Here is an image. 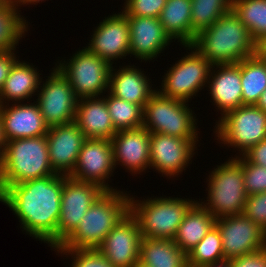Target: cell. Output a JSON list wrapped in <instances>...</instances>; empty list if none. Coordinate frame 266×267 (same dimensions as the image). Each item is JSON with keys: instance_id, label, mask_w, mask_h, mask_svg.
Listing matches in <instances>:
<instances>
[{"instance_id": "15", "label": "cell", "mask_w": 266, "mask_h": 267, "mask_svg": "<svg viewBox=\"0 0 266 267\" xmlns=\"http://www.w3.org/2000/svg\"><path fill=\"white\" fill-rule=\"evenodd\" d=\"M225 260L259 251L266 247V232L244 214L215 220Z\"/></svg>"}, {"instance_id": "19", "label": "cell", "mask_w": 266, "mask_h": 267, "mask_svg": "<svg viewBox=\"0 0 266 267\" xmlns=\"http://www.w3.org/2000/svg\"><path fill=\"white\" fill-rule=\"evenodd\" d=\"M127 20L130 31L129 55L140 62L150 63L157 59L174 41L165 32L159 18L127 16Z\"/></svg>"}, {"instance_id": "32", "label": "cell", "mask_w": 266, "mask_h": 267, "mask_svg": "<svg viewBox=\"0 0 266 267\" xmlns=\"http://www.w3.org/2000/svg\"><path fill=\"white\" fill-rule=\"evenodd\" d=\"M232 11L255 42L266 35V0H233Z\"/></svg>"}, {"instance_id": "36", "label": "cell", "mask_w": 266, "mask_h": 267, "mask_svg": "<svg viewBox=\"0 0 266 267\" xmlns=\"http://www.w3.org/2000/svg\"><path fill=\"white\" fill-rule=\"evenodd\" d=\"M241 164L244 175V188L247 195L266 191V168L250 163L243 155L234 156Z\"/></svg>"}, {"instance_id": "43", "label": "cell", "mask_w": 266, "mask_h": 267, "mask_svg": "<svg viewBox=\"0 0 266 267\" xmlns=\"http://www.w3.org/2000/svg\"><path fill=\"white\" fill-rule=\"evenodd\" d=\"M45 2L44 0H11L12 4L15 6V8L19 11V13L22 15L21 13V10H19L21 8V6L24 7L27 6V5H37L38 3H41V2ZM48 1V0H47ZM20 7V8H19Z\"/></svg>"}, {"instance_id": "25", "label": "cell", "mask_w": 266, "mask_h": 267, "mask_svg": "<svg viewBox=\"0 0 266 267\" xmlns=\"http://www.w3.org/2000/svg\"><path fill=\"white\" fill-rule=\"evenodd\" d=\"M37 69L33 63L18 59L11 67L0 91V105L34 101L32 96L37 95L42 79L40 70Z\"/></svg>"}, {"instance_id": "7", "label": "cell", "mask_w": 266, "mask_h": 267, "mask_svg": "<svg viewBox=\"0 0 266 267\" xmlns=\"http://www.w3.org/2000/svg\"><path fill=\"white\" fill-rule=\"evenodd\" d=\"M193 111L188 102L165 97L156 91L143 108V127L150 133L192 139L198 145L199 121Z\"/></svg>"}, {"instance_id": "49", "label": "cell", "mask_w": 266, "mask_h": 267, "mask_svg": "<svg viewBox=\"0 0 266 267\" xmlns=\"http://www.w3.org/2000/svg\"><path fill=\"white\" fill-rule=\"evenodd\" d=\"M259 59L263 60L266 63V58H259Z\"/></svg>"}, {"instance_id": "4", "label": "cell", "mask_w": 266, "mask_h": 267, "mask_svg": "<svg viewBox=\"0 0 266 267\" xmlns=\"http://www.w3.org/2000/svg\"><path fill=\"white\" fill-rule=\"evenodd\" d=\"M54 174L46 135L6 141L0 158V193L9 185Z\"/></svg>"}, {"instance_id": "1", "label": "cell", "mask_w": 266, "mask_h": 267, "mask_svg": "<svg viewBox=\"0 0 266 267\" xmlns=\"http://www.w3.org/2000/svg\"><path fill=\"white\" fill-rule=\"evenodd\" d=\"M62 188L63 175H49L9 185L0 193V203L17 216L22 232L54 250L57 248Z\"/></svg>"}, {"instance_id": "33", "label": "cell", "mask_w": 266, "mask_h": 267, "mask_svg": "<svg viewBox=\"0 0 266 267\" xmlns=\"http://www.w3.org/2000/svg\"><path fill=\"white\" fill-rule=\"evenodd\" d=\"M112 123L117 131L143 127V108L111 95L104 96Z\"/></svg>"}, {"instance_id": "39", "label": "cell", "mask_w": 266, "mask_h": 267, "mask_svg": "<svg viewBox=\"0 0 266 267\" xmlns=\"http://www.w3.org/2000/svg\"><path fill=\"white\" fill-rule=\"evenodd\" d=\"M231 267H266V247L263 249L230 259Z\"/></svg>"}, {"instance_id": "30", "label": "cell", "mask_w": 266, "mask_h": 267, "mask_svg": "<svg viewBox=\"0 0 266 267\" xmlns=\"http://www.w3.org/2000/svg\"><path fill=\"white\" fill-rule=\"evenodd\" d=\"M29 25L11 1L0 6V52L18 48L19 41L30 30Z\"/></svg>"}, {"instance_id": "11", "label": "cell", "mask_w": 266, "mask_h": 267, "mask_svg": "<svg viewBox=\"0 0 266 267\" xmlns=\"http://www.w3.org/2000/svg\"><path fill=\"white\" fill-rule=\"evenodd\" d=\"M52 69L45 81L41 79L37 99L34 100L48 127L74 122L78 102L67 78L56 66Z\"/></svg>"}, {"instance_id": "46", "label": "cell", "mask_w": 266, "mask_h": 267, "mask_svg": "<svg viewBox=\"0 0 266 267\" xmlns=\"http://www.w3.org/2000/svg\"><path fill=\"white\" fill-rule=\"evenodd\" d=\"M201 267H231L230 260H225L219 263L207 264Z\"/></svg>"}, {"instance_id": "16", "label": "cell", "mask_w": 266, "mask_h": 267, "mask_svg": "<svg viewBox=\"0 0 266 267\" xmlns=\"http://www.w3.org/2000/svg\"><path fill=\"white\" fill-rule=\"evenodd\" d=\"M85 47L111 66L119 59H126L130 52L127 15L120 11L117 14L105 16V19L103 18V21L94 28L89 43Z\"/></svg>"}, {"instance_id": "38", "label": "cell", "mask_w": 266, "mask_h": 267, "mask_svg": "<svg viewBox=\"0 0 266 267\" xmlns=\"http://www.w3.org/2000/svg\"><path fill=\"white\" fill-rule=\"evenodd\" d=\"M243 214L266 232V191L248 195Z\"/></svg>"}, {"instance_id": "14", "label": "cell", "mask_w": 266, "mask_h": 267, "mask_svg": "<svg viewBox=\"0 0 266 267\" xmlns=\"http://www.w3.org/2000/svg\"><path fill=\"white\" fill-rule=\"evenodd\" d=\"M115 170L112 141L105 138H86L70 177L96 183L106 191H117L116 187L108 184Z\"/></svg>"}, {"instance_id": "22", "label": "cell", "mask_w": 266, "mask_h": 267, "mask_svg": "<svg viewBox=\"0 0 266 267\" xmlns=\"http://www.w3.org/2000/svg\"><path fill=\"white\" fill-rule=\"evenodd\" d=\"M210 102L220 111L222 118L226 113L243 105L240 62L236 64H216L210 71L207 83Z\"/></svg>"}, {"instance_id": "28", "label": "cell", "mask_w": 266, "mask_h": 267, "mask_svg": "<svg viewBox=\"0 0 266 267\" xmlns=\"http://www.w3.org/2000/svg\"><path fill=\"white\" fill-rule=\"evenodd\" d=\"M191 0H167L159 21L165 32L180 45H191Z\"/></svg>"}, {"instance_id": "5", "label": "cell", "mask_w": 266, "mask_h": 267, "mask_svg": "<svg viewBox=\"0 0 266 267\" xmlns=\"http://www.w3.org/2000/svg\"><path fill=\"white\" fill-rule=\"evenodd\" d=\"M145 198L136 199L130 194V213L138 222L142 238L170 240L174 239L186 213L198 201L165 195Z\"/></svg>"}, {"instance_id": "12", "label": "cell", "mask_w": 266, "mask_h": 267, "mask_svg": "<svg viewBox=\"0 0 266 267\" xmlns=\"http://www.w3.org/2000/svg\"><path fill=\"white\" fill-rule=\"evenodd\" d=\"M105 191L96 183L63 175L57 247L75 231L85 213Z\"/></svg>"}, {"instance_id": "27", "label": "cell", "mask_w": 266, "mask_h": 267, "mask_svg": "<svg viewBox=\"0 0 266 267\" xmlns=\"http://www.w3.org/2000/svg\"><path fill=\"white\" fill-rule=\"evenodd\" d=\"M139 262L148 267H188L187 254L170 239L142 238Z\"/></svg>"}, {"instance_id": "6", "label": "cell", "mask_w": 266, "mask_h": 267, "mask_svg": "<svg viewBox=\"0 0 266 267\" xmlns=\"http://www.w3.org/2000/svg\"><path fill=\"white\" fill-rule=\"evenodd\" d=\"M207 175L206 200L199 203L215 219L243 214L248 197L244 188V175L241 164L233 157L216 165Z\"/></svg>"}, {"instance_id": "9", "label": "cell", "mask_w": 266, "mask_h": 267, "mask_svg": "<svg viewBox=\"0 0 266 267\" xmlns=\"http://www.w3.org/2000/svg\"><path fill=\"white\" fill-rule=\"evenodd\" d=\"M181 47L190 52L186 51L187 54L165 70L160 89L157 88V91L165 97L190 102L203 88L207 89L213 65L193 46Z\"/></svg>"}, {"instance_id": "35", "label": "cell", "mask_w": 266, "mask_h": 267, "mask_svg": "<svg viewBox=\"0 0 266 267\" xmlns=\"http://www.w3.org/2000/svg\"><path fill=\"white\" fill-rule=\"evenodd\" d=\"M53 251L70 259V267H114L97 249L55 248Z\"/></svg>"}, {"instance_id": "10", "label": "cell", "mask_w": 266, "mask_h": 267, "mask_svg": "<svg viewBox=\"0 0 266 267\" xmlns=\"http://www.w3.org/2000/svg\"><path fill=\"white\" fill-rule=\"evenodd\" d=\"M56 62L55 66L70 82L78 99L102 97L108 92L112 66L86 47L77 50L67 61Z\"/></svg>"}, {"instance_id": "48", "label": "cell", "mask_w": 266, "mask_h": 267, "mask_svg": "<svg viewBox=\"0 0 266 267\" xmlns=\"http://www.w3.org/2000/svg\"><path fill=\"white\" fill-rule=\"evenodd\" d=\"M11 0H0V6L8 4Z\"/></svg>"}, {"instance_id": "18", "label": "cell", "mask_w": 266, "mask_h": 267, "mask_svg": "<svg viewBox=\"0 0 266 267\" xmlns=\"http://www.w3.org/2000/svg\"><path fill=\"white\" fill-rule=\"evenodd\" d=\"M111 141L115 168L123 166L132 176L150 169V132L147 129L120 130Z\"/></svg>"}, {"instance_id": "42", "label": "cell", "mask_w": 266, "mask_h": 267, "mask_svg": "<svg viewBox=\"0 0 266 267\" xmlns=\"http://www.w3.org/2000/svg\"><path fill=\"white\" fill-rule=\"evenodd\" d=\"M255 55L258 58H266V35L255 42Z\"/></svg>"}, {"instance_id": "8", "label": "cell", "mask_w": 266, "mask_h": 267, "mask_svg": "<svg viewBox=\"0 0 266 267\" xmlns=\"http://www.w3.org/2000/svg\"><path fill=\"white\" fill-rule=\"evenodd\" d=\"M215 142L233 148L241 156L266 139V113L256 105H242L216 120ZM236 150H235V149Z\"/></svg>"}, {"instance_id": "44", "label": "cell", "mask_w": 266, "mask_h": 267, "mask_svg": "<svg viewBox=\"0 0 266 267\" xmlns=\"http://www.w3.org/2000/svg\"><path fill=\"white\" fill-rule=\"evenodd\" d=\"M256 106L266 113V90L260 95Z\"/></svg>"}, {"instance_id": "26", "label": "cell", "mask_w": 266, "mask_h": 267, "mask_svg": "<svg viewBox=\"0 0 266 267\" xmlns=\"http://www.w3.org/2000/svg\"><path fill=\"white\" fill-rule=\"evenodd\" d=\"M215 220V217L197 201L179 225L174 242L187 254L215 225Z\"/></svg>"}, {"instance_id": "47", "label": "cell", "mask_w": 266, "mask_h": 267, "mask_svg": "<svg viewBox=\"0 0 266 267\" xmlns=\"http://www.w3.org/2000/svg\"><path fill=\"white\" fill-rule=\"evenodd\" d=\"M132 267H148L146 265H143L141 262H137L136 264H134Z\"/></svg>"}, {"instance_id": "2", "label": "cell", "mask_w": 266, "mask_h": 267, "mask_svg": "<svg viewBox=\"0 0 266 267\" xmlns=\"http://www.w3.org/2000/svg\"><path fill=\"white\" fill-rule=\"evenodd\" d=\"M212 65L236 64L255 55V41L231 10L199 32L191 44Z\"/></svg>"}, {"instance_id": "29", "label": "cell", "mask_w": 266, "mask_h": 267, "mask_svg": "<svg viewBox=\"0 0 266 267\" xmlns=\"http://www.w3.org/2000/svg\"><path fill=\"white\" fill-rule=\"evenodd\" d=\"M243 105H256L266 90V63L256 55L240 61Z\"/></svg>"}, {"instance_id": "40", "label": "cell", "mask_w": 266, "mask_h": 267, "mask_svg": "<svg viewBox=\"0 0 266 267\" xmlns=\"http://www.w3.org/2000/svg\"><path fill=\"white\" fill-rule=\"evenodd\" d=\"M17 49L0 52V91L13 64L19 59ZM16 52V53H15Z\"/></svg>"}, {"instance_id": "34", "label": "cell", "mask_w": 266, "mask_h": 267, "mask_svg": "<svg viewBox=\"0 0 266 267\" xmlns=\"http://www.w3.org/2000/svg\"><path fill=\"white\" fill-rule=\"evenodd\" d=\"M225 261L222 239L214 225L203 239L187 253L188 267H201Z\"/></svg>"}, {"instance_id": "20", "label": "cell", "mask_w": 266, "mask_h": 267, "mask_svg": "<svg viewBox=\"0 0 266 267\" xmlns=\"http://www.w3.org/2000/svg\"><path fill=\"white\" fill-rule=\"evenodd\" d=\"M49 161L53 171L70 176L75 168L85 135L74 123L48 127L46 134Z\"/></svg>"}, {"instance_id": "23", "label": "cell", "mask_w": 266, "mask_h": 267, "mask_svg": "<svg viewBox=\"0 0 266 267\" xmlns=\"http://www.w3.org/2000/svg\"><path fill=\"white\" fill-rule=\"evenodd\" d=\"M131 65V66H130ZM136 65L111 67L108 92L120 99L144 108L150 97L157 91L144 69ZM145 72V73H144ZM151 80V81H150Z\"/></svg>"}, {"instance_id": "13", "label": "cell", "mask_w": 266, "mask_h": 267, "mask_svg": "<svg viewBox=\"0 0 266 267\" xmlns=\"http://www.w3.org/2000/svg\"><path fill=\"white\" fill-rule=\"evenodd\" d=\"M197 147L192 139L150 133V170L166 179L179 177L192 164Z\"/></svg>"}, {"instance_id": "41", "label": "cell", "mask_w": 266, "mask_h": 267, "mask_svg": "<svg viewBox=\"0 0 266 267\" xmlns=\"http://www.w3.org/2000/svg\"><path fill=\"white\" fill-rule=\"evenodd\" d=\"M243 156L250 163L266 168V139L252 146Z\"/></svg>"}, {"instance_id": "17", "label": "cell", "mask_w": 266, "mask_h": 267, "mask_svg": "<svg viewBox=\"0 0 266 267\" xmlns=\"http://www.w3.org/2000/svg\"><path fill=\"white\" fill-rule=\"evenodd\" d=\"M141 241L138 222L129 212L106 235L97 250L114 267H132L139 261Z\"/></svg>"}, {"instance_id": "3", "label": "cell", "mask_w": 266, "mask_h": 267, "mask_svg": "<svg viewBox=\"0 0 266 267\" xmlns=\"http://www.w3.org/2000/svg\"><path fill=\"white\" fill-rule=\"evenodd\" d=\"M126 192L105 191L85 213L75 231L57 248L97 249L130 212V194Z\"/></svg>"}, {"instance_id": "45", "label": "cell", "mask_w": 266, "mask_h": 267, "mask_svg": "<svg viewBox=\"0 0 266 267\" xmlns=\"http://www.w3.org/2000/svg\"><path fill=\"white\" fill-rule=\"evenodd\" d=\"M5 143L6 142H5V138H4V134H3L2 122L0 119V158H1L2 153H3Z\"/></svg>"}, {"instance_id": "37", "label": "cell", "mask_w": 266, "mask_h": 267, "mask_svg": "<svg viewBox=\"0 0 266 267\" xmlns=\"http://www.w3.org/2000/svg\"><path fill=\"white\" fill-rule=\"evenodd\" d=\"M167 0H125L122 11L127 16L159 18Z\"/></svg>"}, {"instance_id": "21", "label": "cell", "mask_w": 266, "mask_h": 267, "mask_svg": "<svg viewBox=\"0 0 266 267\" xmlns=\"http://www.w3.org/2000/svg\"><path fill=\"white\" fill-rule=\"evenodd\" d=\"M0 119L5 142L45 136L48 132V126L35 101L0 105Z\"/></svg>"}, {"instance_id": "24", "label": "cell", "mask_w": 266, "mask_h": 267, "mask_svg": "<svg viewBox=\"0 0 266 267\" xmlns=\"http://www.w3.org/2000/svg\"><path fill=\"white\" fill-rule=\"evenodd\" d=\"M74 123L86 138L111 140L118 132L112 123L103 97L78 99Z\"/></svg>"}, {"instance_id": "31", "label": "cell", "mask_w": 266, "mask_h": 267, "mask_svg": "<svg viewBox=\"0 0 266 267\" xmlns=\"http://www.w3.org/2000/svg\"><path fill=\"white\" fill-rule=\"evenodd\" d=\"M191 44L196 35L232 10L233 0H191Z\"/></svg>"}]
</instances>
